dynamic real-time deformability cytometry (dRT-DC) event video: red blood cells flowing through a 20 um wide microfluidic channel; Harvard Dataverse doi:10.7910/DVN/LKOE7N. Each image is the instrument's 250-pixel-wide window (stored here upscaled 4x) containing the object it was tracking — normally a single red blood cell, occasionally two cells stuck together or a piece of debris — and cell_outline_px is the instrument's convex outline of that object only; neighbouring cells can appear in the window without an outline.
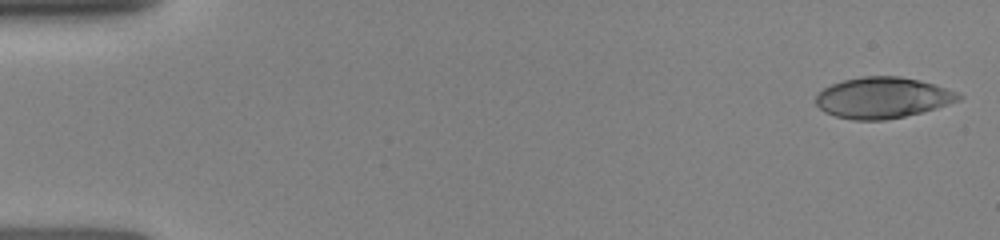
{"species": "human", "species_latin": "Homo sapiens", "temperature_condition": "room temperature", "stored_images_in_passage": 24, "camera_frame_rate_fps": 3000, "um_per_image_px": 0.085, "donor": {"sex": "female"}, "frame": {"image": 1, "passage_image": 1, "time_ms": 0.0, "image_size_px": [1000, 240], "cell_outline_px": [[964, 96], [960, 100], [920, 112], [904, 116], [884, 120], [852, 120], [836, 116], [824, 112], [816, 104], [816, 96], [824, 88], [832, 84], [844, 80], [864, 76], [900, 76], [920, 80], [960, 92]], "centroid_in_image_um": [75.03, 8.3], "position_along_channel_um": 10.0, "area_um2": 33.93}}
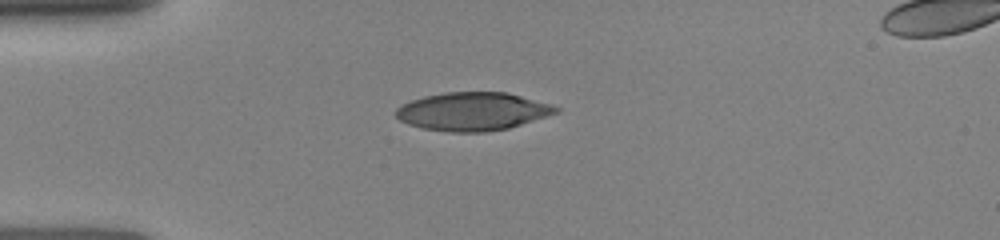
{"frame": {"image": 2, "passage_image": 19, "time_ms": 3.667, "image_size_px": [1000, 240], "cell_outline_px": [[560, 112], [508, 128], [484, 132], [448, 132], [424, 128], [408, 124], [400, 120], [396, 116], [396, 108], [412, 100], [424, 96], [444, 92], [508, 92], [552, 104], [560, 108]], "centroid_in_image_um": [40.2, 9.46], "position_along_channel_um": 44.8, "area_um2": 35.6}}